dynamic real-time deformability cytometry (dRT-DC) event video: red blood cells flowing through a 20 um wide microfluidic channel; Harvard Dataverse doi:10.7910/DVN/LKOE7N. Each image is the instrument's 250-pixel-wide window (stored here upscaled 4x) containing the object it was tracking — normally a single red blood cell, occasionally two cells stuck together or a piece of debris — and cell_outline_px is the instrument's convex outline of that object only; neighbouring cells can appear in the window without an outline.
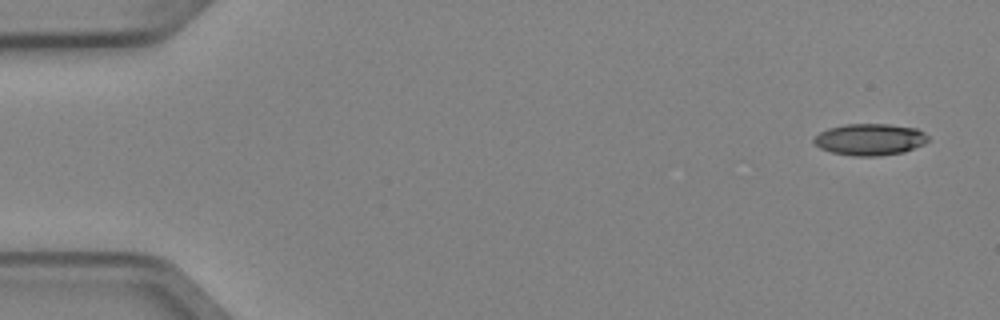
{"species": "Egyptian fruit bat (a non-hibernating species)", "species_latin": "Rousettus aegyptiacus", "temperature_condition": "cold", "stored_images_in_passage": 5, "camera_frame_rate_fps": 3000, "um_per_image_px": 0.085, "animal": {"sex": "female"}, "frame": {"image": 1, "passage_image": 1, "time_ms": 0.0, "image_size_px": [1000, 320], "cell_outline_px": [[928, 140], [924, 144], [904, 152], [880, 156], [852, 156], [832, 152], [820, 148], [812, 140], [820, 132], [828, 128], [844, 124], [888, 124], [916, 128], [924, 132], [928, 136]], "centroid_in_image_um": [73.95, 11.85], "position_along_channel_um": 11.1, "area_um2": 21.1}}